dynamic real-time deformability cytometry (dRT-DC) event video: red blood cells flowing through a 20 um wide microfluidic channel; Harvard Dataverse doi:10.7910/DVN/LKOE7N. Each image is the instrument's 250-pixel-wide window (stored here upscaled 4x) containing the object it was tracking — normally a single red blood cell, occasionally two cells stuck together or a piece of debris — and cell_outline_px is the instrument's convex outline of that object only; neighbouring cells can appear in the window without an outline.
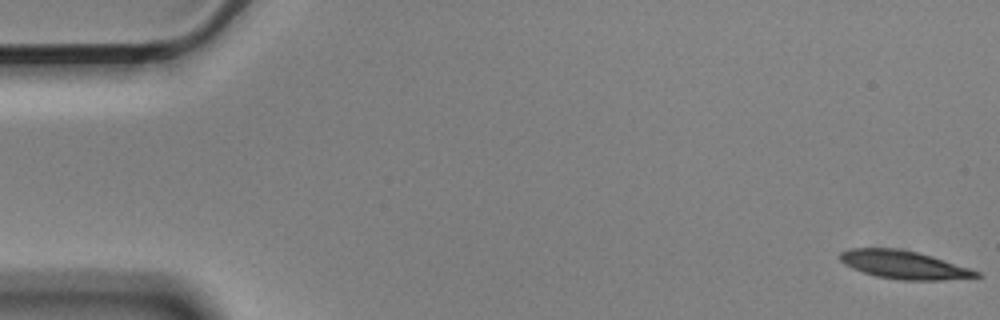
{"species": "Egyptian fruit bat (a non-hibernating species)", "species_latin": "Rousettus aegyptiacus", "temperature_condition": "cold", "stored_images_in_passage": 56, "camera_frame_rate_fps": 3000, "um_per_image_px": 0.085, "animal": {"sex": "male"}, "frame": {"image": 1, "passage_image": 1, "time_ms": 0.0, "image_size_px": [1000, 320], "cell_outline_px": [[984, 276], [944, 280], [900, 280], [876, 276], [852, 268], [844, 264], [840, 260], [840, 252], [848, 248], [896, 248], [916, 252], [972, 268], [980, 272]], "centroid_in_image_um": [76.85, 22.51], "position_along_channel_um": 8.2, "area_um2": 22.37}}
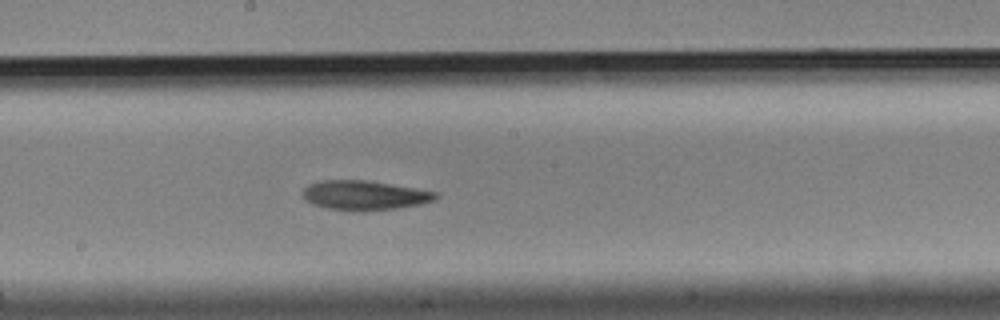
{"frame": {"image": 2, "passage_image": 30, "time_ms": 9.667, "image_size_px": [1000, 320], "cell_outline_px": [[440, 196], [432, 200], [420, 204], [396, 208], [364, 212], [352, 212], [328, 208], [312, 204], [304, 196], [304, 188], [308, 184], [320, 180], [364, 180], [416, 188], [440, 192]], "centroid_in_image_um": [31.0, 16.61], "position_along_channel_um": 217.2, "area_um2": 22.95}}
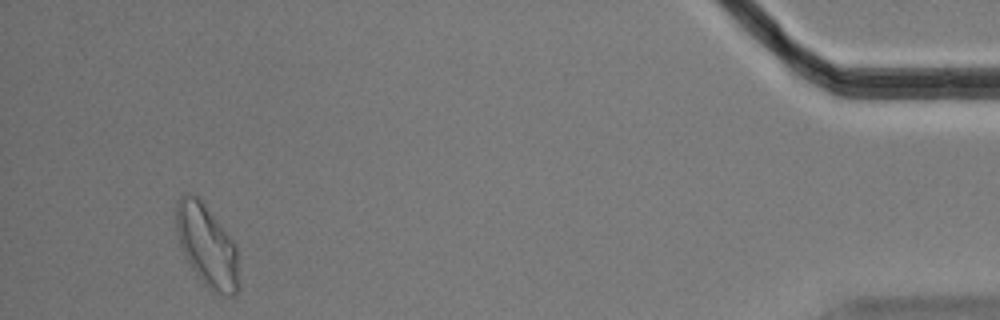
{"frame": {"image": 3, "passage_image": 53, "time_ms": 17.333, "image_size_px": [1000, 320], "cell_outline_px": [[240, 288], [232, 296], [224, 296], [212, 292], [208, 288], [192, 268], [184, 256], [176, 232], [176, 200], [180, 196], [188, 192], [192, 192], [204, 204], [236, 244]], "centroid_in_image_um": [17.6, 20.91], "position_along_channel_um": 417.6, "area_um2": 30.11}, "authors_computed_cell_mechanics": {"area_um2": 22.9466, "velocity_mm_per_s": 3.5519, "shape_relaxation_time_tau1_ms": 6.3296, "shape_relaxation_time_tau2_ms": null, "deformation_change_tau1": 0.1535, "deformation_change_tau2": null}}